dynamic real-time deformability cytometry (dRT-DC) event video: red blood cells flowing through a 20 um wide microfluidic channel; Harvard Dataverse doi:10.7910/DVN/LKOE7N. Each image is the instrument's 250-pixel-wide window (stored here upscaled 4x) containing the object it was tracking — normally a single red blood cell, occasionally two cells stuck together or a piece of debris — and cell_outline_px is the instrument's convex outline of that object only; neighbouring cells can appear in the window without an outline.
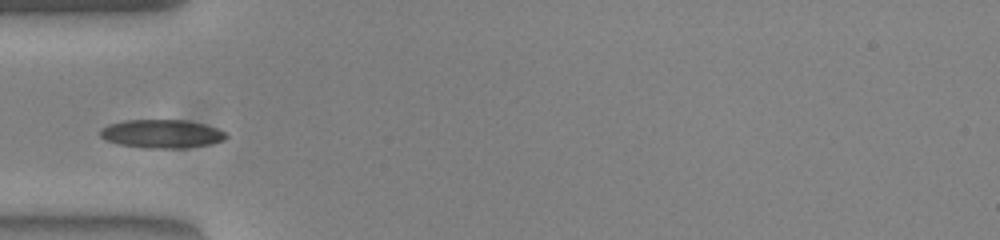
{"species": "common noctule bat (a hibernating species)", "species_latin": "Nyctalus noctula", "temperature_condition": "warm", "stored_images_in_passage": 37, "camera_frame_rate_fps": 3000, "um_per_image_px": 0.085, "animal": {"sex": "female", "body_mass_g": 23.0, "forearm_length_mm": 53.4}, "frame": {"image": 1, "passage_image": 1, "time_ms": 0.0, "image_size_px": [1000, 240], "cell_outline_px": [[228, 136], [224, 140], [208, 144], [184, 148], [144, 148], [120, 144], [108, 140], [100, 136], [100, 128], [108, 124], [128, 120], [184, 120], [204, 124], [228, 132]], "centroid_in_image_um": [13.77, 11.37], "position_along_channel_um": 71.2, "area_um2": 20.81}}
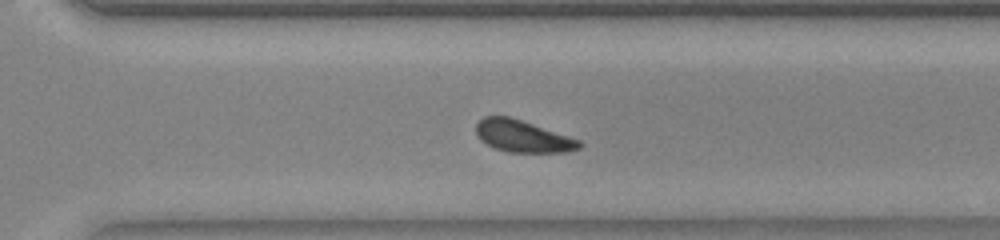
{"frame": {"image": 2, "passage_image": 21, "time_ms": 6.667, "image_size_px": [1000, 240], "cell_outline_px": [[584, 144], [580, 148], [568, 152], [508, 152], [496, 148], [480, 140], [476, 136], [476, 124], [484, 116], [508, 116], [580, 140]], "centroid_in_image_um": [44.42, 11.59], "position_along_channel_um": 326.2, "area_um2": 19.02}}
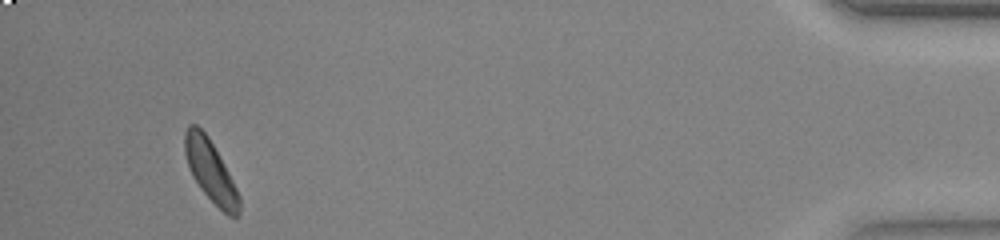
{"frame": {"image": 3, "passage_image": 34, "time_ms": 11.0, "image_size_px": [1000, 240], "cell_outline_px": [[240, 212], [236, 216], [228, 216], [200, 188], [192, 176], [184, 152], [184, 132], [188, 124], [196, 124], [208, 136], [228, 172], [240, 196]], "centroid_in_image_um": [17.87, 14.51], "position_along_channel_um": 417.3, "area_um2": 19.19}}